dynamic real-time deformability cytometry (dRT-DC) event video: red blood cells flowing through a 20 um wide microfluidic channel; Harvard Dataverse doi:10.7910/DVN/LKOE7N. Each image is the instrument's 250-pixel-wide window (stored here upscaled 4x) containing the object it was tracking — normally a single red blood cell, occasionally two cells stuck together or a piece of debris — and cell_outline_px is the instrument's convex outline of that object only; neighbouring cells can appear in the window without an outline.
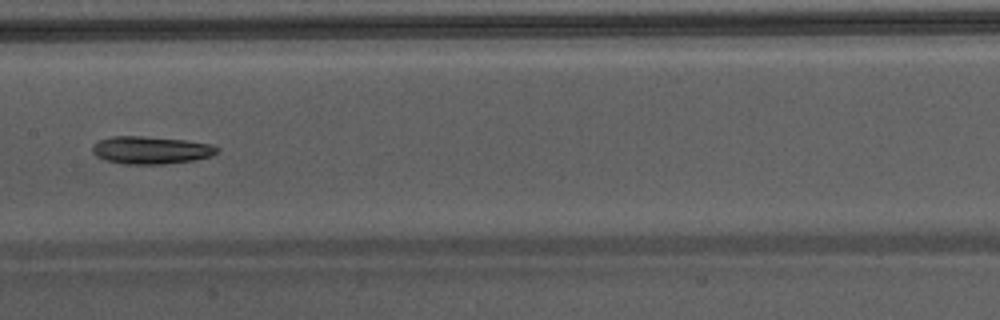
{"species": "Egyptian fruit bat (a non-hibernating species)", "species_latin": "Rousettus aegyptiacus", "temperature_condition": "warm", "stored_images_in_passage": 38, "camera_frame_rate_fps": 3000, "um_per_image_px": 0.085, "animal": {"sex": "male"}, "frame": {"image": 1, "passage_image": 17, "time_ms": 5.333, "image_size_px": [1000, 320], "cell_outline_px": [[220, 148], [216, 152], [208, 156], [196, 160], [164, 164], [124, 164], [104, 160], [96, 156], [92, 152], [92, 144], [100, 140], [112, 136], [144, 136], [184, 140], [212, 144]], "centroid_in_image_um": [12.79, 12.76], "position_along_channel_um": 194.6, "area_um2": 20.11}}
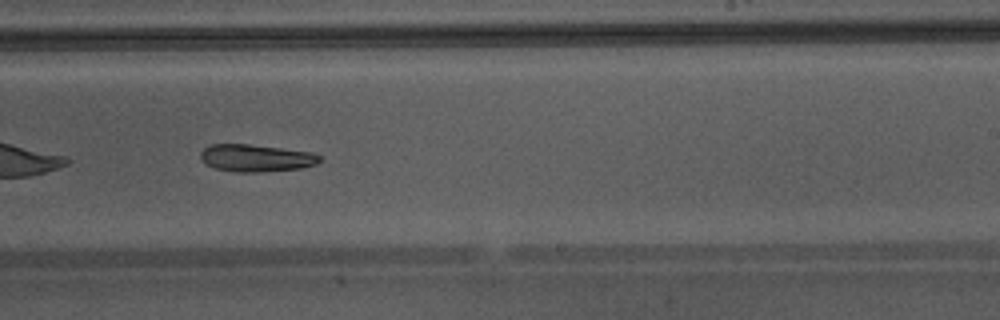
{"frame": {"image": 2, "passage_image": 22, "time_ms": 7.0, "image_size_px": [1000, 320], "cell_outline_px": [[320, 160], [316, 164], [304, 168], [260, 172], [236, 172], [216, 168], [208, 164], [200, 156], [200, 152], [208, 144], [248, 144], [312, 152], [320, 156]], "centroid_in_image_um": [21.78, 13.43], "position_along_channel_um": 267.2, "area_um2": 18.84}}